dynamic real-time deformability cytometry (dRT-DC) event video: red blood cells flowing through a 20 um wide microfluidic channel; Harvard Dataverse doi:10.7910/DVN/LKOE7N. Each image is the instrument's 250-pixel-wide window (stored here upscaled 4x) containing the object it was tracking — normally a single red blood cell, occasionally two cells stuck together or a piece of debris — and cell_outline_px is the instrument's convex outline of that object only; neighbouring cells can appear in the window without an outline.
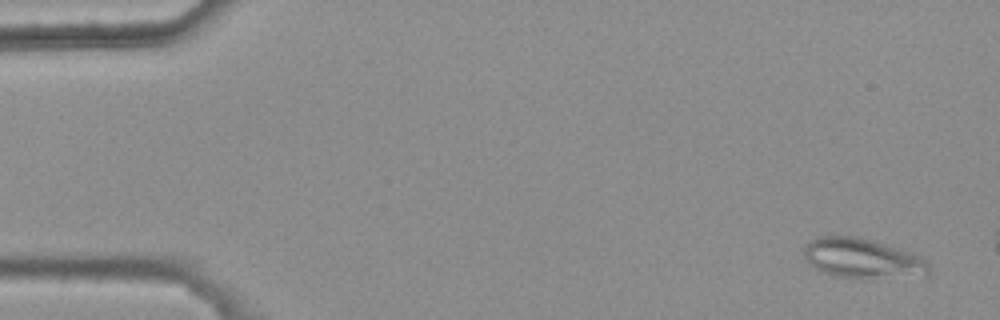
{"species": "common noctule bat (a hibernating species)", "species_latin": "Nyctalus noctula", "temperature_condition": "warm", "stored_images_in_passage": 4, "camera_frame_rate_fps": 3000, "um_per_image_px": 0.085, "animal": {"sex": "female", "body_mass_g": 25.1}, "frame": {"image": 1, "passage_image": 1, "time_ms": 0.0, "image_size_px": [1000, 320], "cell_outline_px": [[928, 272], [924, 276], [840, 276], [824, 272], [816, 268], [804, 256], [804, 248], [808, 240], [816, 236], [856, 236], [872, 240], [908, 252], [924, 260], [928, 264]], "centroid_in_image_um": [73.23, 21.91], "position_along_channel_um": 11.8, "area_um2": 27.74}}